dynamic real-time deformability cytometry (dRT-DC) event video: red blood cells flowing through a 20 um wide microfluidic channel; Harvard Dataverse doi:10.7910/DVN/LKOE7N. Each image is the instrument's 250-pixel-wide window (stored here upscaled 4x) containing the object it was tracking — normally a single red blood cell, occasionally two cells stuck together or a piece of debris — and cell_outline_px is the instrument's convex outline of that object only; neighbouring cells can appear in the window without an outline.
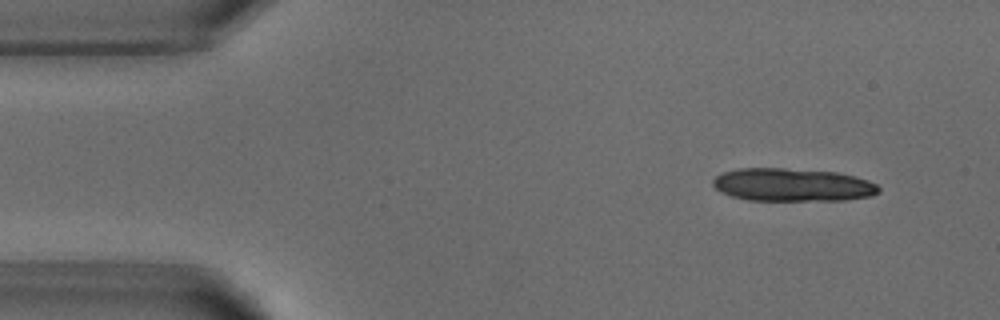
{"species": "common noctule bat (a hibernating species)", "species_latin": "Nyctalus noctula", "temperature_condition": "warm", "stored_images_in_passage": 4, "segment_of_instrument_passage": [1, 2], "camera_frame_rate_fps": 3000, "um_per_image_px": 0.085, "animal": {"sex": "male", "body_mass_g": 18.8}, "frame": {"image": 1, "passage_image": 1, "time_ms": 0.0, "image_size_px": [1000, 320], "cell_outline_px": [[880, 192], [872, 196], [844, 200], [748, 200], [732, 196], [720, 192], [712, 184], [712, 180], [716, 176], [724, 172], [740, 168], [784, 168], [836, 172], [856, 176], [868, 180], [876, 184], [880, 188]], "centroid_in_image_um": [67.38, 15.71], "position_along_channel_um": 17.6, "area_um2": 31.96}}